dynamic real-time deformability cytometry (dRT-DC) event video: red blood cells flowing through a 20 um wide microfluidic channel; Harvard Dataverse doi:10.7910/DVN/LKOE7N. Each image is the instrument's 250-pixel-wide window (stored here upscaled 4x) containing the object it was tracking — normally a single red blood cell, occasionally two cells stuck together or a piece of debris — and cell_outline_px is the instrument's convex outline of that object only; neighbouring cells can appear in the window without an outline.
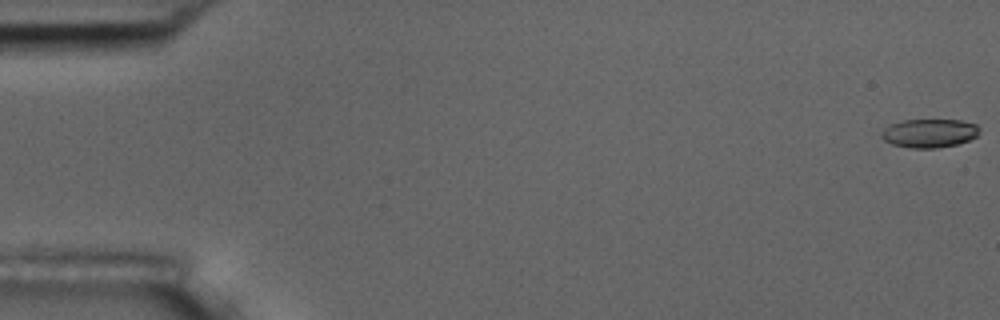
{"species": "common noctule bat (a hibernating species)", "species_latin": "Nyctalus noctula", "temperature_condition": "room temperature", "stored_images_in_passage": 55, "camera_frame_rate_fps": 3000, "um_per_image_px": 0.085, "animal": {"sex": "male", "body_mass_g": 17.5, "forearm_length_mm": 52.3}, "frame": {"image": 1, "passage_image": 1, "time_ms": 0.0, "image_size_px": [1000, 320], "cell_outline_px": [[980, 128], [976, 136], [968, 140], [956, 144], [936, 148], [912, 148], [892, 144], [884, 140], [880, 136], [884, 128], [888, 124], [900, 120], [960, 120], [976, 124]], "centroid_in_image_um": [78.95, 11.31], "position_along_channel_um": 6.0, "area_um2": 16.36}}
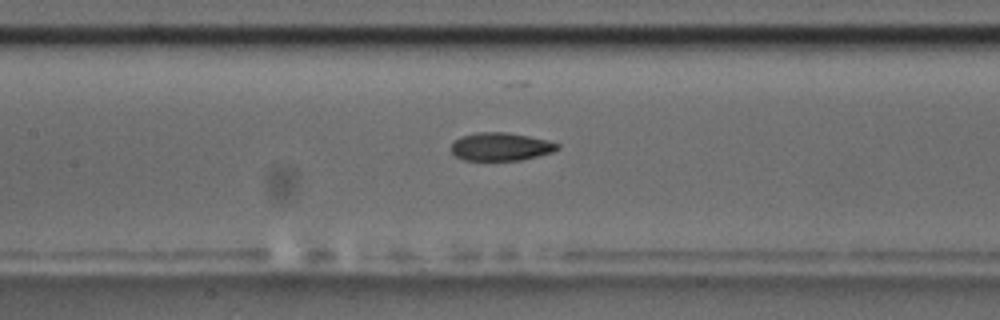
{"frame": {"image": 2, "passage_image": 26, "time_ms": 8.333, "image_size_px": [1000, 320], "cell_outline_px": [[560, 148], [552, 152], [524, 160], [464, 160], [456, 156], [452, 152], [452, 140], [460, 136], [476, 132], [508, 132], [548, 140], [560, 144]], "centroid_in_image_um": [42.56, 12.46], "position_along_channel_um": 164.8, "area_um2": 17.57}}
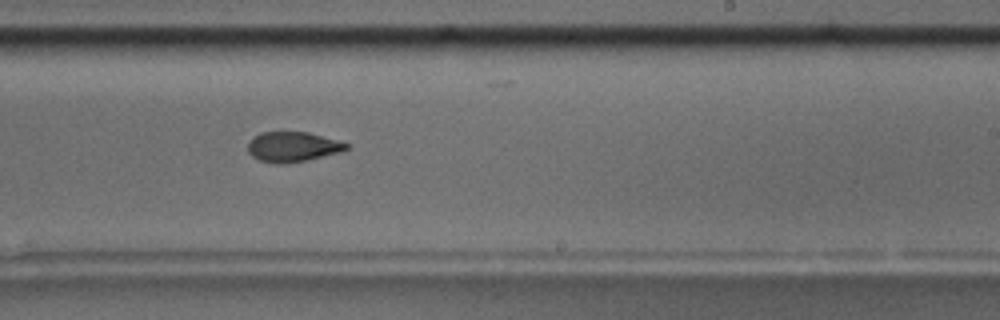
{"frame": {"image": 3, "passage_image": 34, "time_ms": 11.0, "image_size_px": [1000, 320], "cell_outline_px": [[348, 148], [340, 152], [308, 160], [284, 164], [276, 164], [260, 160], [252, 156], [248, 152], [248, 140], [252, 136], [260, 132], [308, 132], [336, 140], [348, 144]], "centroid_in_image_um": [24.82, 12.48], "position_along_channel_um": 264.2, "area_um2": 17.28}, "authors_computed_cell_mechanics": {"area_um2": 17.6868, "velocity_mm_per_s": 3.7387, "shape_relaxation_time_tau1_ms": 11.1744, "shape_relaxation_time_tau2_ms": 3.0078, "deformation_change_tau1": 0.2133, "deformation_change_tau2": 0.1011}}